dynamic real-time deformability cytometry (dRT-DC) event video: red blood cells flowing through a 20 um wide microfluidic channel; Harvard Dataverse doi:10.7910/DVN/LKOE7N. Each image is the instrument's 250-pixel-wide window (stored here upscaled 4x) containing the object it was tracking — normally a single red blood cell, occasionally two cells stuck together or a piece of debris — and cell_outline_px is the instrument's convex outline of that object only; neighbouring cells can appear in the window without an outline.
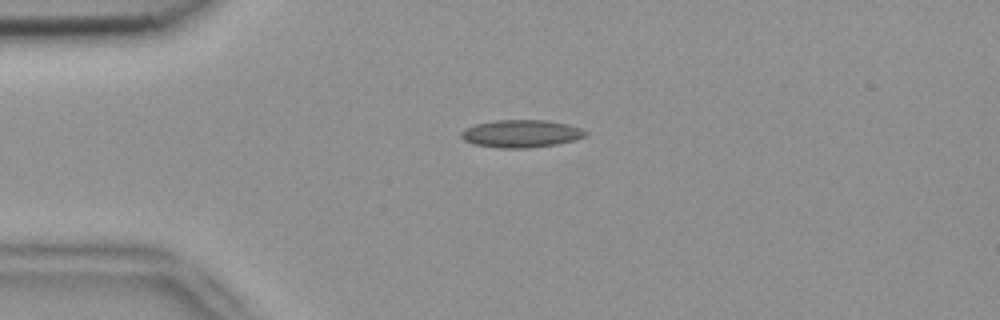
{"species": "common noctule bat (a hibernating species)", "species_latin": "Nyctalus noctula", "temperature_condition": "room temperature", "stored_images_in_passage": 6, "camera_frame_rate_fps": 3000, "um_per_image_px": 0.085, "animal": {"sex": "female", "body_mass_g": 18.4}, "frame": {"image": 1, "passage_image": 1, "time_ms": 0.0, "image_size_px": [1000, 320], "cell_outline_px": [[588, 136], [576, 140], [556, 144], [528, 148], [500, 148], [472, 144], [464, 140], [460, 136], [460, 132], [476, 124], [496, 120], [548, 120], [568, 124], [580, 128], [588, 132]], "centroid_in_image_um": [44.33, 11.36], "position_along_channel_um": 40.7, "area_um2": 20.11}}
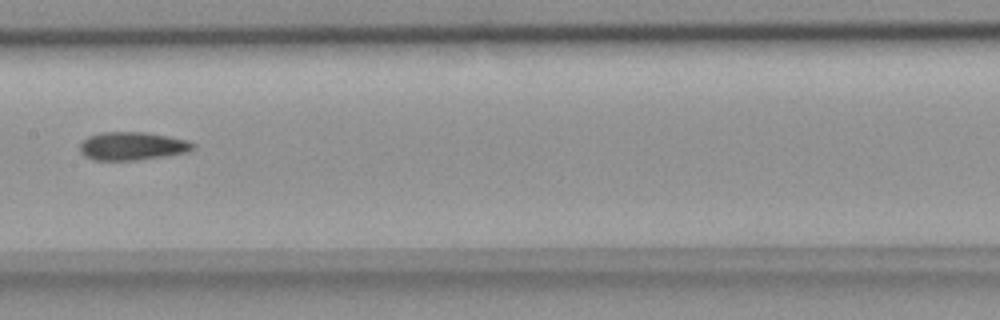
{"frame": {"image": 2, "passage_image": 5, "time_ms": 1.333, "image_size_px": [1000, 320], "cell_outline_px": [[196, 148], [188, 152], [164, 156], [136, 160], [92, 160], [84, 156], [80, 152], [80, 144], [88, 136], [100, 132], [144, 132], [188, 140], [196, 144]], "centroid_in_image_um": [11.25, 12.42], "position_along_channel_um": 196.2, "area_um2": 18.67}}
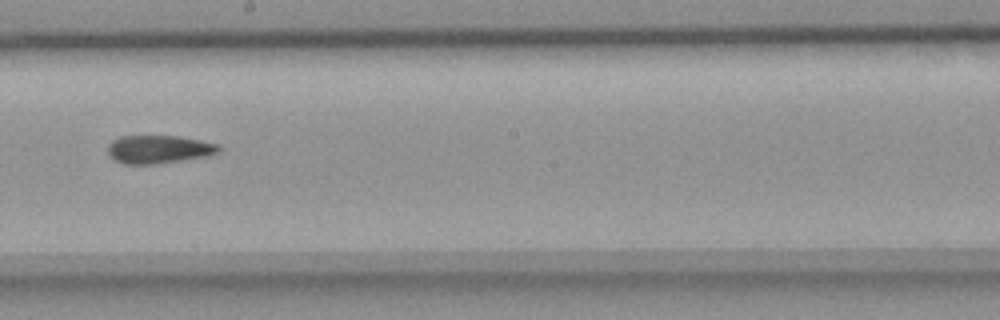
{"frame": {"image": 3, "passage_image": 6, "time_ms": 1.667, "image_size_px": [1000, 320], "cell_outline_px": [[220, 152], [208, 156], [152, 164], [124, 164], [116, 160], [108, 152], [108, 144], [112, 140], [120, 136], [176, 136], [200, 140], [216, 144], [220, 148]], "centroid_in_image_um": [13.48, 12.68], "position_along_channel_um": 234.7, "area_um2": 17.98}}